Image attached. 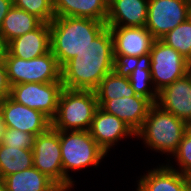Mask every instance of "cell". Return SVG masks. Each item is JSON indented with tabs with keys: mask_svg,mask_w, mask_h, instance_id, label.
Segmentation results:
<instances>
[{
	"mask_svg": "<svg viewBox=\"0 0 191 191\" xmlns=\"http://www.w3.org/2000/svg\"><path fill=\"white\" fill-rule=\"evenodd\" d=\"M113 37L106 27L93 41L61 68L63 88L95 90L101 80L117 68Z\"/></svg>",
	"mask_w": 191,
	"mask_h": 191,
	"instance_id": "obj_1",
	"label": "cell"
},
{
	"mask_svg": "<svg viewBox=\"0 0 191 191\" xmlns=\"http://www.w3.org/2000/svg\"><path fill=\"white\" fill-rule=\"evenodd\" d=\"M49 26L51 52L62 68L89 45L107 24L91 18L55 17Z\"/></svg>",
	"mask_w": 191,
	"mask_h": 191,
	"instance_id": "obj_2",
	"label": "cell"
},
{
	"mask_svg": "<svg viewBox=\"0 0 191 191\" xmlns=\"http://www.w3.org/2000/svg\"><path fill=\"white\" fill-rule=\"evenodd\" d=\"M186 133V122L153 104L135 136L144 140L151 150L174 154Z\"/></svg>",
	"mask_w": 191,
	"mask_h": 191,
	"instance_id": "obj_3",
	"label": "cell"
},
{
	"mask_svg": "<svg viewBox=\"0 0 191 191\" xmlns=\"http://www.w3.org/2000/svg\"><path fill=\"white\" fill-rule=\"evenodd\" d=\"M98 107L94 90L63 88L58 99L57 113L51 120V127L61 131L89 130Z\"/></svg>",
	"mask_w": 191,
	"mask_h": 191,
	"instance_id": "obj_4",
	"label": "cell"
},
{
	"mask_svg": "<svg viewBox=\"0 0 191 191\" xmlns=\"http://www.w3.org/2000/svg\"><path fill=\"white\" fill-rule=\"evenodd\" d=\"M60 146L64 183L74 184L68 174L69 170H79L88 166H99L107 153L86 131H61Z\"/></svg>",
	"mask_w": 191,
	"mask_h": 191,
	"instance_id": "obj_5",
	"label": "cell"
},
{
	"mask_svg": "<svg viewBox=\"0 0 191 191\" xmlns=\"http://www.w3.org/2000/svg\"><path fill=\"white\" fill-rule=\"evenodd\" d=\"M3 61L10 86L29 82H62L61 67L51 50L30 60L21 59L6 52Z\"/></svg>",
	"mask_w": 191,
	"mask_h": 191,
	"instance_id": "obj_6",
	"label": "cell"
},
{
	"mask_svg": "<svg viewBox=\"0 0 191 191\" xmlns=\"http://www.w3.org/2000/svg\"><path fill=\"white\" fill-rule=\"evenodd\" d=\"M150 55L151 79L157 93L187 74L189 61L161 40L154 41Z\"/></svg>",
	"mask_w": 191,
	"mask_h": 191,
	"instance_id": "obj_7",
	"label": "cell"
},
{
	"mask_svg": "<svg viewBox=\"0 0 191 191\" xmlns=\"http://www.w3.org/2000/svg\"><path fill=\"white\" fill-rule=\"evenodd\" d=\"M62 89V82L20 83L11 86L9 97L19 104L41 111L52 120L57 113Z\"/></svg>",
	"mask_w": 191,
	"mask_h": 191,
	"instance_id": "obj_8",
	"label": "cell"
},
{
	"mask_svg": "<svg viewBox=\"0 0 191 191\" xmlns=\"http://www.w3.org/2000/svg\"><path fill=\"white\" fill-rule=\"evenodd\" d=\"M190 17V0H149L145 27L160 40Z\"/></svg>",
	"mask_w": 191,
	"mask_h": 191,
	"instance_id": "obj_9",
	"label": "cell"
},
{
	"mask_svg": "<svg viewBox=\"0 0 191 191\" xmlns=\"http://www.w3.org/2000/svg\"><path fill=\"white\" fill-rule=\"evenodd\" d=\"M113 37L114 59L118 67L150 53L156 40L144 27H109Z\"/></svg>",
	"mask_w": 191,
	"mask_h": 191,
	"instance_id": "obj_10",
	"label": "cell"
},
{
	"mask_svg": "<svg viewBox=\"0 0 191 191\" xmlns=\"http://www.w3.org/2000/svg\"><path fill=\"white\" fill-rule=\"evenodd\" d=\"M33 166L52 181L64 183L60 130L50 127L45 133L34 137Z\"/></svg>",
	"mask_w": 191,
	"mask_h": 191,
	"instance_id": "obj_11",
	"label": "cell"
},
{
	"mask_svg": "<svg viewBox=\"0 0 191 191\" xmlns=\"http://www.w3.org/2000/svg\"><path fill=\"white\" fill-rule=\"evenodd\" d=\"M0 117L4 127L30 133L34 137L51 127V120L41 111L19 104L10 97L0 101Z\"/></svg>",
	"mask_w": 191,
	"mask_h": 191,
	"instance_id": "obj_12",
	"label": "cell"
},
{
	"mask_svg": "<svg viewBox=\"0 0 191 191\" xmlns=\"http://www.w3.org/2000/svg\"><path fill=\"white\" fill-rule=\"evenodd\" d=\"M89 132L106 153L121 138L135 136V132L126 123L101 107L95 112Z\"/></svg>",
	"mask_w": 191,
	"mask_h": 191,
	"instance_id": "obj_13",
	"label": "cell"
},
{
	"mask_svg": "<svg viewBox=\"0 0 191 191\" xmlns=\"http://www.w3.org/2000/svg\"><path fill=\"white\" fill-rule=\"evenodd\" d=\"M156 104L185 122L191 121V78L186 74L164 87Z\"/></svg>",
	"mask_w": 191,
	"mask_h": 191,
	"instance_id": "obj_14",
	"label": "cell"
},
{
	"mask_svg": "<svg viewBox=\"0 0 191 191\" xmlns=\"http://www.w3.org/2000/svg\"><path fill=\"white\" fill-rule=\"evenodd\" d=\"M137 187V191H191V176L181 174L168 163L148 170Z\"/></svg>",
	"mask_w": 191,
	"mask_h": 191,
	"instance_id": "obj_15",
	"label": "cell"
},
{
	"mask_svg": "<svg viewBox=\"0 0 191 191\" xmlns=\"http://www.w3.org/2000/svg\"><path fill=\"white\" fill-rule=\"evenodd\" d=\"M152 105L153 103L148 98L135 95L108 100L101 108L117 116L136 133L148 116Z\"/></svg>",
	"mask_w": 191,
	"mask_h": 191,
	"instance_id": "obj_16",
	"label": "cell"
},
{
	"mask_svg": "<svg viewBox=\"0 0 191 191\" xmlns=\"http://www.w3.org/2000/svg\"><path fill=\"white\" fill-rule=\"evenodd\" d=\"M149 0H109L107 27H144Z\"/></svg>",
	"mask_w": 191,
	"mask_h": 191,
	"instance_id": "obj_17",
	"label": "cell"
},
{
	"mask_svg": "<svg viewBox=\"0 0 191 191\" xmlns=\"http://www.w3.org/2000/svg\"><path fill=\"white\" fill-rule=\"evenodd\" d=\"M51 50L50 26L42 22L36 29L7 43V52L15 57L30 60Z\"/></svg>",
	"mask_w": 191,
	"mask_h": 191,
	"instance_id": "obj_18",
	"label": "cell"
},
{
	"mask_svg": "<svg viewBox=\"0 0 191 191\" xmlns=\"http://www.w3.org/2000/svg\"><path fill=\"white\" fill-rule=\"evenodd\" d=\"M109 0H53L55 17H81L106 22Z\"/></svg>",
	"mask_w": 191,
	"mask_h": 191,
	"instance_id": "obj_19",
	"label": "cell"
},
{
	"mask_svg": "<svg viewBox=\"0 0 191 191\" xmlns=\"http://www.w3.org/2000/svg\"><path fill=\"white\" fill-rule=\"evenodd\" d=\"M150 65L151 55L148 53L132 59L130 62L121 66V68L127 74L129 82L136 95L148 98L153 104H155L158 100V93L153 87Z\"/></svg>",
	"mask_w": 191,
	"mask_h": 191,
	"instance_id": "obj_20",
	"label": "cell"
},
{
	"mask_svg": "<svg viewBox=\"0 0 191 191\" xmlns=\"http://www.w3.org/2000/svg\"><path fill=\"white\" fill-rule=\"evenodd\" d=\"M94 91L99 107H102L108 100L136 95L127 74L121 67L108 73Z\"/></svg>",
	"mask_w": 191,
	"mask_h": 191,
	"instance_id": "obj_21",
	"label": "cell"
},
{
	"mask_svg": "<svg viewBox=\"0 0 191 191\" xmlns=\"http://www.w3.org/2000/svg\"><path fill=\"white\" fill-rule=\"evenodd\" d=\"M42 21L35 15L12 6L0 26V34L6 43L36 29Z\"/></svg>",
	"mask_w": 191,
	"mask_h": 191,
	"instance_id": "obj_22",
	"label": "cell"
},
{
	"mask_svg": "<svg viewBox=\"0 0 191 191\" xmlns=\"http://www.w3.org/2000/svg\"><path fill=\"white\" fill-rule=\"evenodd\" d=\"M6 191H41L52 180L34 166L5 176L2 181Z\"/></svg>",
	"mask_w": 191,
	"mask_h": 191,
	"instance_id": "obj_23",
	"label": "cell"
},
{
	"mask_svg": "<svg viewBox=\"0 0 191 191\" xmlns=\"http://www.w3.org/2000/svg\"><path fill=\"white\" fill-rule=\"evenodd\" d=\"M33 167V150L10 147L0 143V177Z\"/></svg>",
	"mask_w": 191,
	"mask_h": 191,
	"instance_id": "obj_24",
	"label": "cell"
},
{
	"mask_svg": "<svg viewBox=\"0 0 191 191\" xmlns=\"http://www.w3.org/2000/svg\"><path fill=\"white\" fill-rule=\"evenodd\" d=\"M167 46L179 52L189 62L191 61V17L176 26L160 39Z\"/></svg>",
	"mask_w": 191,
	"mask_h": 191,
	"instance_id": "obj_25",
	"label": "cell"
},
{
	"mask_svg": "<svg viewBox=\"0 0 191 191\" xmlns=\"http://www.w3.org/2000/svg\"><path fill=\"white\" fill-rule=\"evenodd\" d=\"M13 5L35 15L44 23L55 18L53 0H13Z\"/></svg>",
	"mask_w": 191,
	"mask_h": 191,
	"instance_id": "obj_26",
	"label": "cell"
},
{
	"mask_svg": "<svg viewBox=\"0 0 191 191\" xmlns=\"http://www.w3.org/2000/svg\"><path fill=\"white\" fill-rule=\"evenodd\" d=\"M34 136L13 128L4 127L2 136V145L10 147H20L21 149L33 148Z\"/></svg>",
	"mask_w": 191,
	"mask_h": 191,
	"instance_id": "obj_27",
	"label": "cell"
},
{
	"mask_svg": "<svg viewBox=\"0 0 191 191\" xmlns=\"http://www.w3.org/2000/svg\"><path fill=\"white\" fill-rule=\"evenodd\" d=\"M177 161L179 168L178 172L191 176V137L184 134L177 151L173 154Z\"/></svg>",
	"mask_w": 191,
	"mask_h": 191,
	"instance_id": "obj_28",
	"label": "cell"
},
{
	"mask_svg": "<svg viewBox=\"0 0 191 191\" xmlns=\"http://www.w3.org/2000/svg\"><path fill=\"white\" fill-rule=\"evenodd\" d=\"M10 88L4 61H0V101L9 97Z\"/></svg>",
	"mask_w": 191,
	"mask_h": 191,
	"instance_id": "obj_29",
	"label": "cell"
},
{
	"mask_svg": "<svg viewBox=\"0 0 191 191\" xmlns=\"http://www.w3.org/2000/svg\"><path fill=\"white\" fill-rule=\"evenodd\" d=\"M73 185L74 184L52 181L46 188L41 191H68L73 187Z\"/></svg>",
	"mask_w": 191,
	"mask_h": 191,
	"instance_id": "obj_30",
	"label": "cell"
},
{
	"mask_svg": "<svg viewBox=\"0 0 191 191\" xmlns=\"http://www.w3.org/2000/svg\"><path fill=\"white\" fill-rule=\"evenodd\" d=\"M12 6L13 0H0V26Z\"/></svg>",
	"mask_w": 191,
	"mask_h": 191,
	"instance_id": "obj_31",
	"label": "cell"
},
{
	"mask_svg": "<svg viewBox=\"0 0 191 191\" xmlns=\"http://www.w3.org/2000/svg\"><path fill=\"white\" fill-rule=\"evenodd\" d=\"M7 52V43L0 34V61H3Z\"/></svg>",
	"mask_w": 191,
	"mask_h": 191,
	"instance_id": "obj_32",
	"label": "cell"
},
{
	"mask_svg": "<svg viewBox=\"0 0 191 191\" xmlns=\"http://www.w3.org/2000/svg\"><path fill=\"white\" fill-rule=\"evenodd\" d=\"M186 134L191 137V121L186 122Z\"/></svg>",
	"mask_w": 191,
	"mask_h": 191,
	"instance_id": "obj_33",
	"label": "cell"
},
{
	"mask_svg": "<svg viewBox=\"0 0 191 191\" xmlns=\"http://www.w3.org/2000/svg\"><path fill=\"white\" fill-rule=\"evenodd\" d=\"M3 130H4V124L2 123V120H1V117H0V143L2 141Z\"/></svg>",
	"mask_w": 191,
	"mask_h": 191,
	"instance_id": "obj_34",
	"label": "cell"
},
{
	"mask_svg": "<svg viewBox=\"0 0 191 191\" xmlns=\"http://www.w3.org/2000/svg\"><path fill=\"white\" fill-rule=\"evenodd\" d=\"M187 75L191 78V61L188 63Z\"/></svg>",
	"mask_w": 191,
	"mask_h": 191,
	"instance_id": "obj_35",
	"label": "cell"
},
{
	"mask_svg": "<svg viewBox=\"0 0 191 191\" xmlns=\"http://www.w3.org/2000/svg\"><path fill=\"white\" fill-rule=\"evenodd\" d=\"M0 191H6L5 186L2 182H0Z\"/></svg>",
	"mask_w": 191,
	"mask_h": 191,
	"instance_id": "obj_36",
	"label": "cell"
},
{
	"mask_svg": "<svg viewBox=\"0 0 191 191\" xmlns=\"http://www.w3.org/2000/svg\"><path fill=\"white\" fill-rule=\"evenodd\" d=\"M190 17H191V1H190Z\"/></svg>",
	"mask_w": 191,
	"mask_h": 191,
	"instance_id": "obj_37",
	"label": "cell"
}]
</instances>
